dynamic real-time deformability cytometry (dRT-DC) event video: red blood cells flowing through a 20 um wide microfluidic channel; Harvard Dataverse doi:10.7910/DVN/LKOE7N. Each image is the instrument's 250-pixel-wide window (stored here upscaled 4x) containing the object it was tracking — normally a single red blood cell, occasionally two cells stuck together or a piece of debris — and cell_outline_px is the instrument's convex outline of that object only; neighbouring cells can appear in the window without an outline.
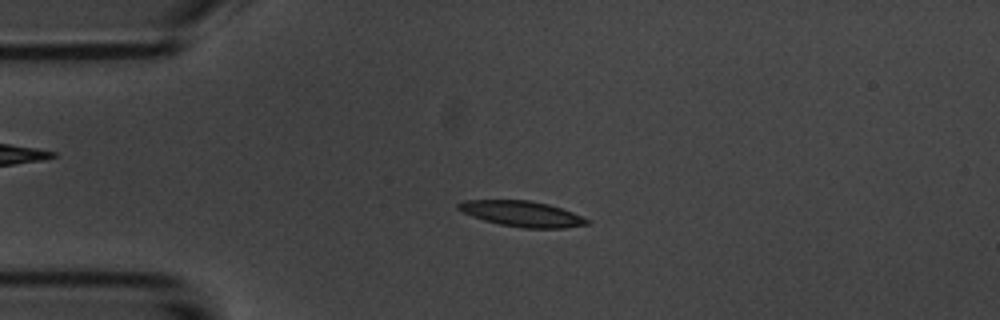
{"species": "common noctule bat (a hibernating species)", "species_latin": "Nyctalus noctula", "temperature_condition": "room temperature", "stored_images_in_passage": 53, "camera_frame_rate_fps": 3000, "um_per_image_px": 0.085, "animal": {"sex": "male", "body_mass_g": 20.1, "forearm_length_mm": 53.5}, "frame": {"image": 1, "passage_image": 12, "time_ms": 3.667, "image_size_px": [1000, 320], "cell_outline_px": [[588, 224], [564, 228], [524, 228], [500, 224], [484, 220], [472, 216], [456, 208], [456, 204], [464, 200], [528, 200], [548, 204], [572, 212], [588, 220]], "centroid_in_image_um": [44.33, 18.17], "position_along_channel_um": 40.7, "area_um2": 18.96}}
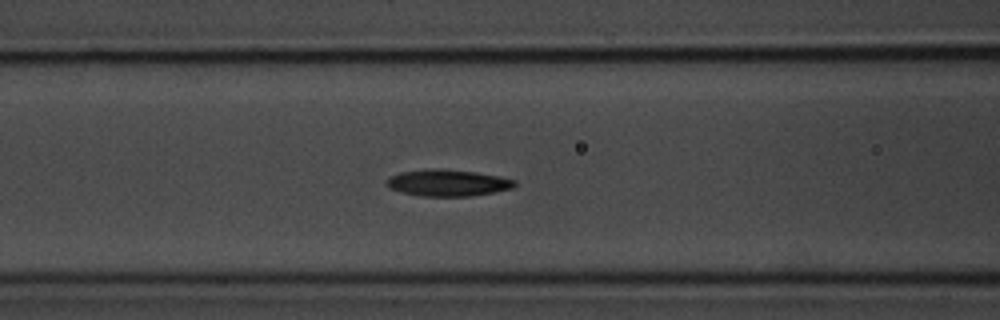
{"frame": {"image": 2, "passage_image": 21, "time_ms": 6.667, "image_size_px": [1000, 320], "cell_outline_px": [[516, 184], [512, 188], [472, 196], [420, 196], [400, 192], [392, 188], [388, 184], [388, 180], [392, 176], [400, 172], [472, 172], [500, 176], [516, 180]], "centroid_in_image_um": [38.15, 15.6], "position_along_channel_um": 128.5, "area_um2": 18.44}}
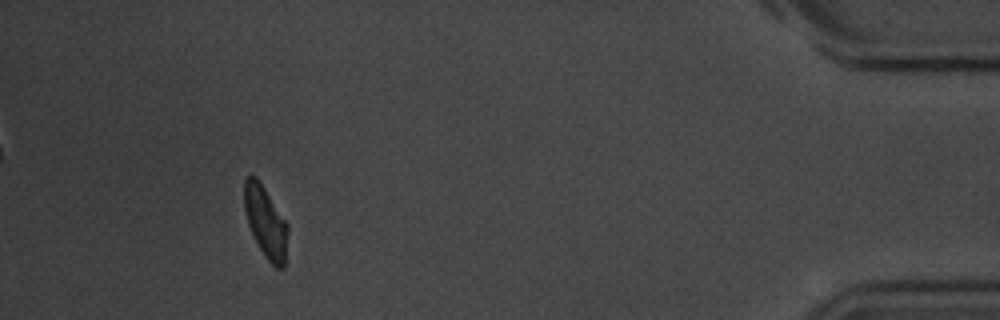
{"frame": {"image": 3, "passage_image": 49, "time_ms": 16.0, "image_size_px": [1000, 320], "cell_outline_px": [[288, 232], [284, 268], [276, 268], [264, 256], [248, 224], [244, 208], [244, 180], [248, 176], [256, 176], [288, 224]], "centroid_in_image_um": [22.58, 18.88], "position_along_channel_um": 412.6, "area_um2": 17.86}, "authors_computed_cell_mechanics": {"area_um2": 18.9584, "velocity_mm_per_s": 3.7174, "shape_relaxation_time_tau1_ms": 2.1549, "shape_relaxation_time_tau2_ms": 11.2701, "deformation_change_tau1": 0.1148, "deformation_change_tau2": 0.1742}}